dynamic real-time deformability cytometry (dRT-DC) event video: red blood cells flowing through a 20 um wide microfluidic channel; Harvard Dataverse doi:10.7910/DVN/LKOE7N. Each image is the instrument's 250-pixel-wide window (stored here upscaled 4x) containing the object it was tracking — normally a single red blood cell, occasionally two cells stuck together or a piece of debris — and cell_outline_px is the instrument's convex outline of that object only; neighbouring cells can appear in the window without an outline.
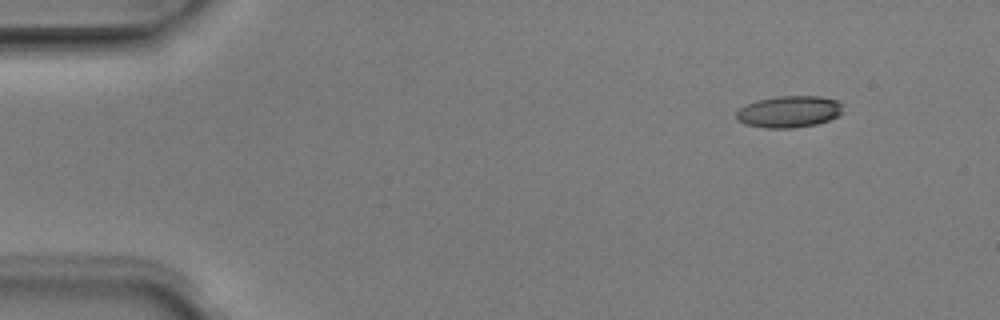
{"species": "Egyptian fruit bat (a non-hibernating species)", "species_latin": "Rousettus aegyptiacus", "temperature_condition": "room temperature", "stored_images_in_passage": 4, "camera_frame_rate_fps": 3000, "um_per_image_px": 0.085, "animal": {"sex": "male"}, "frame": {"image": 1, "passage_image": 1, "time_ms": 0.0, "image_size_px": [1000, 320], "cell_outline_px": [[844, 112], [828, 120], [816, 124], [792, 128], [768, 128], [744, 124], [736, 120], [736, 112], [740, 108], [756, 100], [780, 96], [820, 96], [836, 100], [844, 104]], "centroid_in_image_um": [67.09, 9.49], "position_along_channel_um": 17.9, "area_um2": 19.77}}
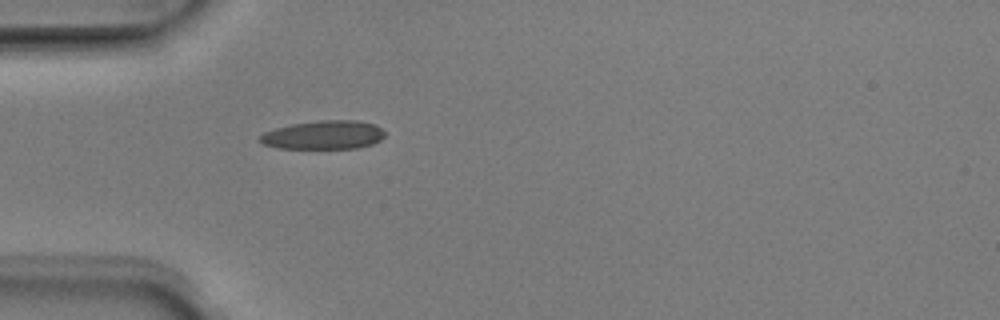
{"frame": {"image": 2, "passage_image": 4, "time_ms": 1.0, "image_size_px": [1000, 320], "cell_outline_px": [[384, 136], [380, 140], [372, 144], [356, 148], [276, 148], [264, 144], [256, 140], [264, 132], [276, 128], [292, 124], [320, 120], [356, 120], [376, 124], [384, 132]], "centroid_in_image_um": [27.49, 11.47], "position_along_channel_um": 57.5, "area_um2": 20.87}}